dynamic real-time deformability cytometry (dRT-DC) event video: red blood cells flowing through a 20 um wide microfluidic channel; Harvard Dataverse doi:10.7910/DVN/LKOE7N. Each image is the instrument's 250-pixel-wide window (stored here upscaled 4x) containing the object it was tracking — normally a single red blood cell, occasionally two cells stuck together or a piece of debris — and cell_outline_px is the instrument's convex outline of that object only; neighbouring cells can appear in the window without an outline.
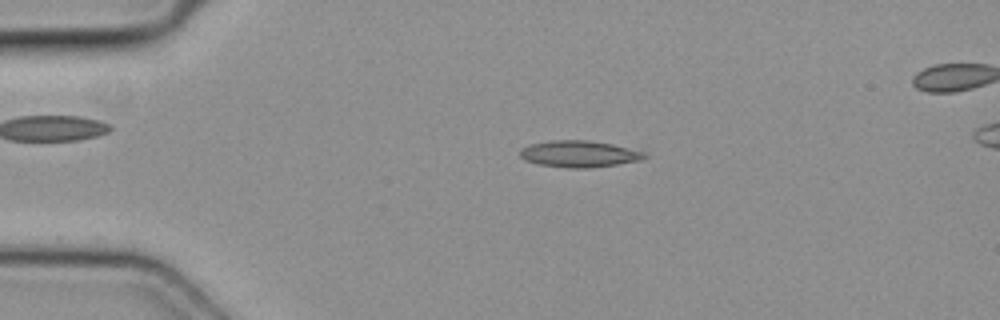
{"species": "common noctule bat (a hibernating species)", "species_latin": "Nyctalus noctula", "temperature_condition": "cold", "stored_images_in_passage": 4, "camera_frame_rate_fps": 3000, "um_per_image_px": 0.085, "animal": {"sex": "female", "body_mass_g": 19.3, "forearm_length_mm": 54.1}, "frame": {"image": 1, "passage_image": 2, "time_ms": 0.333, "image_size_px": [1000, 320], "cell_outline_px": [[648, 156], [640, 160], [616, 164], [588, 168], [568, 168], [540, 164], [524, 160], [520, 156], [520, 148], [532, 144], [552, 140], [588, 140], [612, 144], [644, 152]], "centroid_in_image_um": [49.21, 13.08], "position_along_channel_um": 35.8, "area_um2": 19.07}}